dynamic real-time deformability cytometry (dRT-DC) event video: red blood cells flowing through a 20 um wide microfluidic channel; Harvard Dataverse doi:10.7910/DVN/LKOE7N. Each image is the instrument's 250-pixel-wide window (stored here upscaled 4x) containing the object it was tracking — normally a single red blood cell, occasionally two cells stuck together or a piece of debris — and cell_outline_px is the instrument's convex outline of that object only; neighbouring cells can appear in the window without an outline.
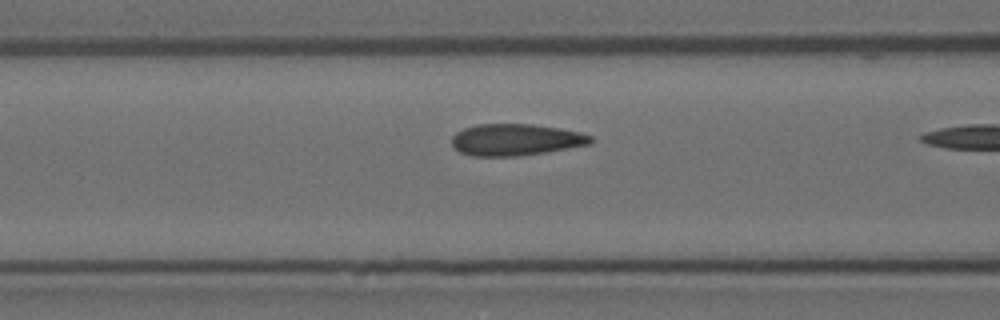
{"species": "Egyptian fruit bat (a non-hibernating species)", "species_latin": "Rousettus aegyptiacus", "temperature_condition": "room temperature", "stored_images_in_passage": 21, "camera_frame_rate_fps": 3000, "um_per_image_px": 0.085, "animal": {"sex": "female"}, "frame": {"image": 1, "passage_image": 20, "time_ms": 6.333, "image_size_px": [1000, 320], "cell_outline_px": [[592, 144], [544, 152], [516, 156], [472, 156], [460, 152], [452, 148], [452, 136], [456, 132], [464, 128], [476, 124], [532, 124], [560, 128], [580, 132], [592, 136]], "centroid_in_image_um": [43.81, 11.87], "position_along_channel_um": 122.8, "area_um2": 25.72}}